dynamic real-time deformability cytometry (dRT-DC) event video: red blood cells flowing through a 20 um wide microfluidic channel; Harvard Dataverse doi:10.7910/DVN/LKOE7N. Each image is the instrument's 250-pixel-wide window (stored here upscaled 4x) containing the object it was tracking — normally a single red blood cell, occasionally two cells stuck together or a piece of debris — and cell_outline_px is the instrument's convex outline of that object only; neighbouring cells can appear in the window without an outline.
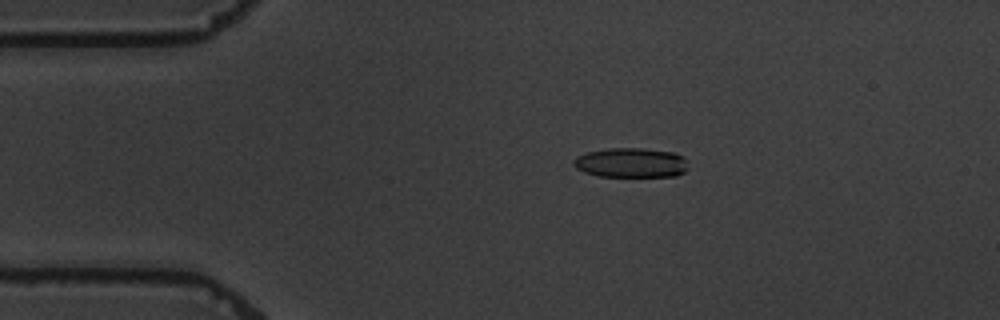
{"species": "common noctule bat (a hibernating species)", "species_latin": "Nyctalus noctula", "temperature_condition": "warm", "stored_images_in_passage": 5, "camera_frame_rate_fps": 3000, "um_per_image_px": 0.085, "animal": {"sex": "male", "body_mass_g": 19.5, "forearm_length_mm": 54.6}, "frame": {"image": 1, "passage_image": 3, "time_ms": 3.0, "image_size_px": [1000, 320], "cell_outline_px": [[688, 168], [684, 172], [676, 176], [600, 176], [584, 172], [576, 168], [572, 164], [572, 160], [576, 156], [588, 152], [608, 148], [640, 148], [676, 152], [684, 156]], "centroid_in_image_um": [53.64, 13.82], "position_along_channel_um": 31.4, "area_um2": 19.94}}
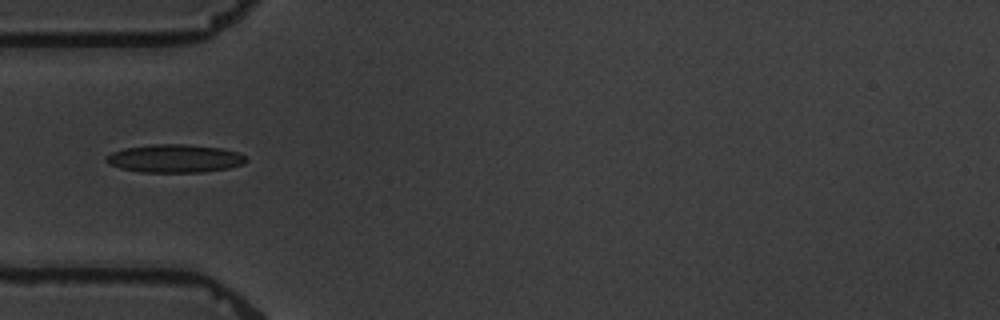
{"frame": {"image": 2, "passage_image": 5, "time_ms": 5.333, "image_size_px": [1000, 320], "cell_outline_px": [[248, 160], [244, 164], [228, 168], [204, 172], [140, 172], [120, 168], [108, 164], [104, 160], [104, 156], [112, 152], [124, 148], [152, 144], [184, 144], [224, 148], [236, 152], [244, 156]], "centroid_in_image_um": [14.82, 13.47], "position_along_channel_um": 70.2, "area_um2": 23.12}}